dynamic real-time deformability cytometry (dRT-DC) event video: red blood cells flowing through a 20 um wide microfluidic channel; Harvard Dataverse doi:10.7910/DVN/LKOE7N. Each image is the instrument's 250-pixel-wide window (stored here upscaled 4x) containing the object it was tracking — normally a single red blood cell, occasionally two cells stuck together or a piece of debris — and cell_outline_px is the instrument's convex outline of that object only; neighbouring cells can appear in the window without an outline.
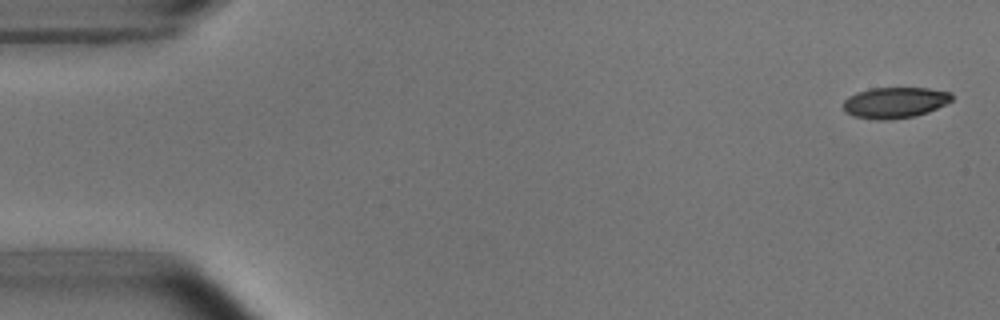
{"species": "common noctule bat (a hibernating species)", "species_latin": "Nyctalus noctula", "temperature_condition": "room temperature", "stored_images_in_passage": 4, "camera_frame_rate_fps": 3000, "um_per_image_px": 0.085, "animal": {"sex": "male", "body_mass_g": 15.6}, "frame": {"image": 1, "passage_image": 1, "time_ms": 0.0, "image_size_px": [1000, 320], "cell_outline_px": [[952, 100], [928, 112], [916, 116], [892, 120], [876, 120], [856, 116], [844, 112], [844, 100], [848, 96], [856, 92], [872, 88], [928, 88], [952, 92]], "centroid_in_image_um": [76.06, 8.72], "position_along_channel_um": 8.9, "area_um2": 19.65}}
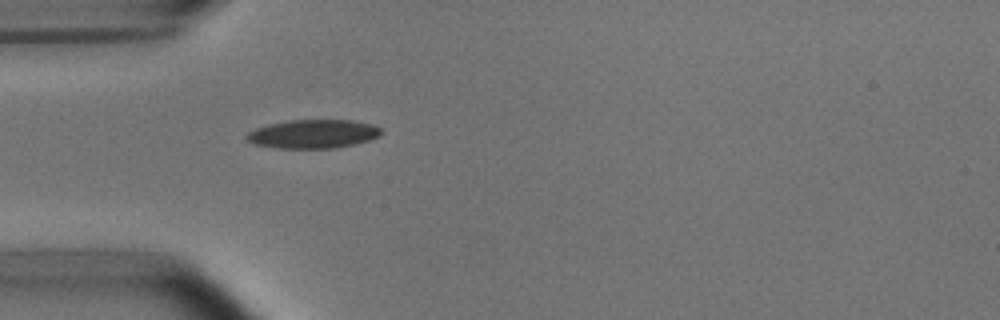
{"frame": {"image": 2, "passage_image": 4, "time_ms": 4.667, "image_size_px": [1000, 320], "cell_outline_px": [[384, 132], [380, 136], [368, 140], [336, 148], [276, 148], [252, 144], [244, 136], [248, 132], [256, 128], [268, 124], [288, 120], [352, 120], [372, 124], [380, 128]], "centroid_in_image_um": [26.6, 11.38], "position_along_channel_um": 58.4, "area_um2": 22.6}}